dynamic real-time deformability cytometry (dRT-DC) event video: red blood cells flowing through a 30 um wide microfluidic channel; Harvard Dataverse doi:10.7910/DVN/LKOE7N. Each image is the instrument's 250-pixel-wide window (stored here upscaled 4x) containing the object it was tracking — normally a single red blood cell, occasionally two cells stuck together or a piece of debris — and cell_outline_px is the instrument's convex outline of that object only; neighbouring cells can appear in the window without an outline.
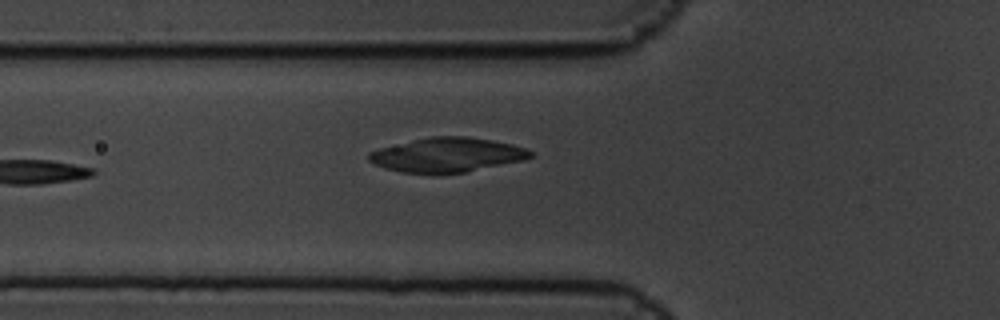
{"species": "common noctule bat (a hibernating species)", "species_latin": "Nyctalus noctula", "temperature_condition": "cold", "stored_images_in_passage": 7, "camera_frame_rate_fps": 3000, "um_per_image_px": 0.085, "animal": {"sex": "male", "body_mass_g": 19.5, "forearm_length_mm": 54.6}, "frame": {"image": 1, "passage_image": 7, "time_ms": 2.0, "image_size_px": [1000, 320], "cell_outline_px": [[532, 156], [524, 160], [464, 172], [400, 172], [384, 168], [368, 160], [368, 152], [380, 148], [432, 136], [468, 136], [492, 140], [512, 144], [524, 148], [532, 152]], "centroid_in_image_um": [38.01, 13.15], "position_along_channel_um": 87.8, "area_um2": 31.73}}